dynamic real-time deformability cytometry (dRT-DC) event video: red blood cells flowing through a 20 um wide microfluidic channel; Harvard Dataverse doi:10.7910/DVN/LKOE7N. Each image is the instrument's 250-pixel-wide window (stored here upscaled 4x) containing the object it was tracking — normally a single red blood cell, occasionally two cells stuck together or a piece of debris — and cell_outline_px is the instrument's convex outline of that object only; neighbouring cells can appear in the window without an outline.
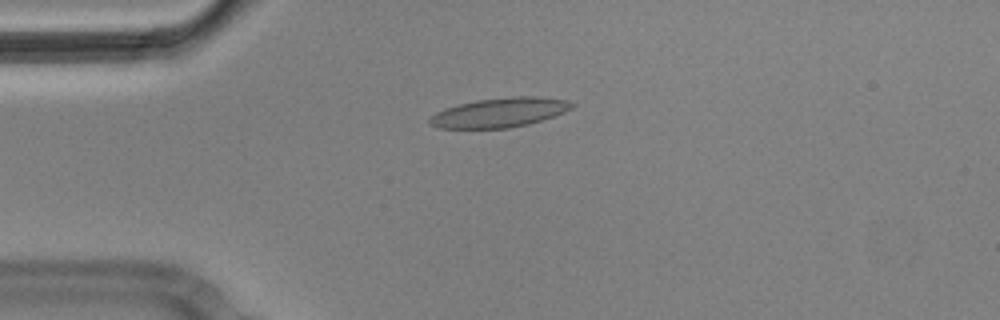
{"species": "Egyptian fruit bat (a non-hibernating species)", "species_latin": "Rousettus aegyptiacus", "temperature_condition": "cold", "stored_images_in_passage": 4, "camera_frame_rate_fps": 3000, "um_per_image_px": 0.085, "animal": {"sex": "male"}, "frame": {"image": 1, "passage_image": 4, "time_ms": 1.0, "image_size_px": [1000, 320], "cell_outline_px": [[576, 104], [572, 108], [564, 112], [528, 124], [508, 128], [440, 128], [428, 124], [428, 120], [436, 112], [444, 108], [476, 100], [512, 96], [536, 96], [568, 100]], "centroid_in_image_um": [42.46, 9.56], "position_along_channel_um": 42.5, "area_um2": 24.33}}